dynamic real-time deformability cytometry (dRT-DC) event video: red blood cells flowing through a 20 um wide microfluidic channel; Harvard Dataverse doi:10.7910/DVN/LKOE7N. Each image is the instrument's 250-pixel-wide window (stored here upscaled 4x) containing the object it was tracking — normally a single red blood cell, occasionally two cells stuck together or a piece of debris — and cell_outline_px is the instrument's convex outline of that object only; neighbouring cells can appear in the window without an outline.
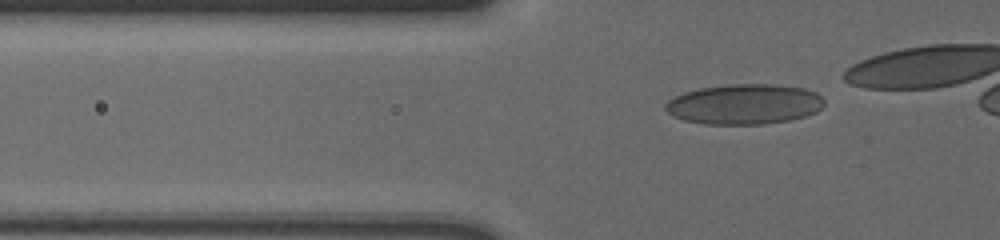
{"species": "human", "species_latin": "Homo sapiens", "temperature_condition": "cold", "stored_images_in_passage": 33, "camera_frame_rate_fps": 3000, "um_per_image_px": 0.085, "donor": {"sex": "male"}, "frame": {"image": 1, "passage_image": 2, "time_ms": 0.333, "image_size_px": [1000, 240], "cell_outline_px": [[824, 104], [816, 112], [804, 116], [788, 120], [764, 124], [704, 124], [684, 120], [672, 116], [664, 108], [664, 104], [672, 96], [684, 92], [700, 88], [732, 84], [772, 84], [804, 88], [816, 92], [824, 100]], "centroid_in_image_um": [63.23, 8.85], "position_along_channel_um": 62.6, "area_um2": 37.28}}
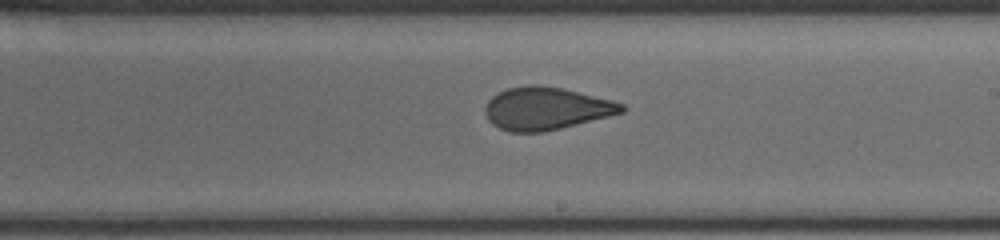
{"frame": {"image": 2, "passage_image": 18, "time_ms": 5.667, "image_size_px": [1000, 240], "cell_outline_px": [[628, 108], [624, 112], [560, 128], [540, 132], [508, 132], [492, 124], [488, 120], [484, 112], [484, 108], [488, 100], [492, 96], [508, 88], [528, 84], [536, 84], [564, 88], [612, 100], [624, 104]], "centroid_in_image_um": [46.41, 9.21], "position_along_channel_um": 242.6, "area_um2": 33.99}}
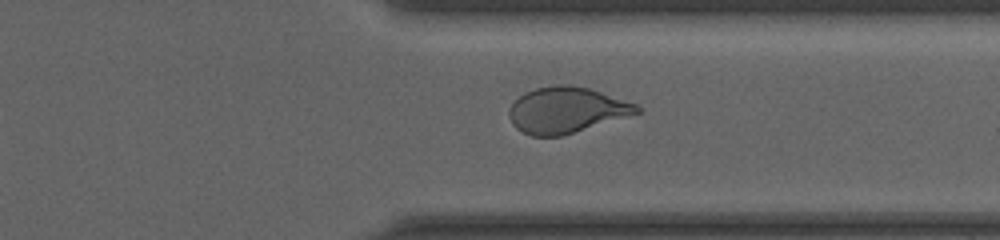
{"frame": {"image": 3, "passage_image": 28, "time_ms": 9.0, "image_size_px": [1000, 240], "cell_outline_px": [[640, 112], [560, 136], [532, 136], [516, 128], [512, 124], [508, 116], [508, 112], [512, 104], [524, 92], [536, 88], [556, 84], [568, 84], [588, 88], [636, 104], [640, 108]], "centroid_in_image_um": [48.09, 9.34], "position_along_channel_um": 363.3, "area_um2": 33.64}}